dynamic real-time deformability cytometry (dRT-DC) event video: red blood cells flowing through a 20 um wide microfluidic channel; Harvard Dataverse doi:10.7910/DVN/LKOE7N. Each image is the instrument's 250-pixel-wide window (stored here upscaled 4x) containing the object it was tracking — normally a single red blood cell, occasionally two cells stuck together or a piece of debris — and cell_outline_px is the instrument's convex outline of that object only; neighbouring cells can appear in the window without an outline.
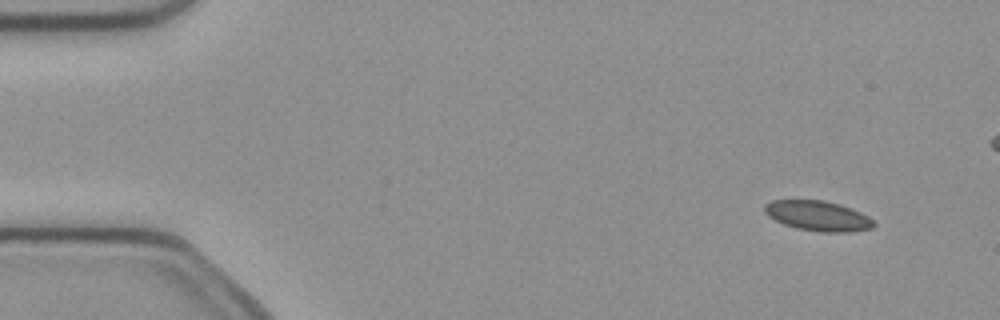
{"species": "common noctule bat (a hibernating species)", "species_latin": "Nyctalus noctula", "temperature_condition": "cold", "stored_images_in_passage": 7, "camera_frame_rate_fps": 3000, "um_per_image_px": 0.085, "animal": {"sex": "female", "body_mass_g": 21.9}, "frame": {"image": 1, "passage_image": 2, "time_ms": 0.333, "image_size_px": [1000, 320], "cell_outline_px": [[876, 224], [872, 228], [848, 232], [820, 232], [796, 228], [784, 224], [768, 216], [764, 212], [764, 204], [772, 200], [824, 200], [840, 204], [860, 212], [868, 216]], "centroid_in_image_um": [69.51, 18.34], "position_along_channel_um": 15.5, "area_um2": 19.13}}